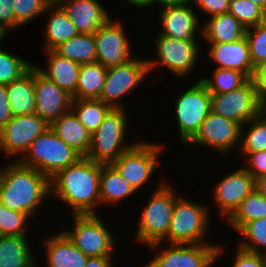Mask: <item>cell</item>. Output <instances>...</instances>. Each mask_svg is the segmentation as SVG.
<instances>
[{"label": "cell", "instance_id": "ee69618b", "mask_svg": "<svg viewBox=\"0 0 266 267\" xmlns=\"http://www.w3.org/2000/svg\"><path fill=\"white\" fill-rule=\"evenodd\" d=\"M194 2L211 17L229 12L230 2L227 0H194Z\"/></svg>", "mask_w": 266, "mask_h": 267}, {"label": "cell", "instance_id": "5b68a950", "mask_svg": "<svg viewBox=\"0 0 266 267\" xmlns=\"http://www.w3.org/2000/svg\"><path fill=\"white\" fill-rule=\"evenodd\" d=\"M124 108H111L98 129L91 134V146L86 158L101 164H111L133 145L122 146L127 125Z\"/></svg>", "mask_w": 266, "mask_h": 267}, {"label": "cell", "instance_id": "3957f363", "mask_svg": "<svg viewBox=\"0 0 266 267\" xmlns=\"http://www.w3.org/2000/svg\"><path fill=\"white\" fill-rule=\"evenodd\" d=\"M22 156L17 160L20 164L40 171L49 179L82 157L62 141L50 127L30 144Z\"/></svg>", "mask_w": 266, "mask_h": 267}, {"label": "cell", "instance_id": "ba28073f", "mask_svg": "<svg viewBox=\"0 0 266 267\" xmlns=\"http://www.w3.org/2000/svg\"><path fill=\"white\" fill-rule=\"evenodd\" d=\"M73 216V232H63L69 240L87 257L111 256L114 239L101 219L95 214Z\"/></svg>", "mask_w": 266, "mask_h": 267}, {"label": "cell", "instance_id": "8fae6325", "mask_svg": "<svg viewBox=\"0 0 266 267\" xmlns=\"http://www.w3.org/2000/svg\"><path fill=\"white\" fill-rule=\"evenodd\" d=\"M148 73L147 61L134 58L124 64L108 68L99 100L111 108H123L117 101L134 90Z\"/></svg>", "mask_w": 266, "mask_h": 267}, {"label": "cell", "instance_id": "e0dca14e", "mask_svg": "<svg viewBox=\"0 0 266 267\" xmlns=\"http://www.w3.org/2000/svg\"><path fill=\"white\" fill-rule=\"evenodd\" d=\"M241 126L212 111L201 124L199 131L188 143L209 145L220 152H227L241 140Z\"/></svg>", "mask_w": 266, "mask_h": 267}, {"label": "cell", "instance_id": "7402d4cb", "mask_svg": "<svg viewBox=\"0 0 266 267\" xmlns=\"http://www.w3.org/2000/svg\"><path fill=\"white\" fill-rule=\"evenodd\" d=\"M67 145L86 157L91 146V134L70 110L49 126Z\"/></svg>", "mask_w": 266, "mask_h": 267}, {"label": "cell", "instance_id": "7c38bea8", "mask_svg": "<svg viewBox=\"0 0 266 267\" xmlns=\"http://www.w3.org/2000/svg\"><path fill=\"white\" fill-rule=\"evenodd\" d=\"M49 126L37 114L13 116L0 129V149L4 150L7 157L18 152L23 155Z\"/></svg>", "mask_w": 266, "mask_h": 267}, {"label": "cell", "instance_id": "d4e9b609", "mask_svg": "<svg viewBox=\"0 0 266 267\" xmlns=\"http://www.w3.org/2000/svg\"><path fill=\"white\" fill-rule=\"evenodd\" d=\"M47 52L50 56L47 64L48 69H39L40 72L57 84L61 89L73 96L76 91L81 65L68 58L60 56L54 50H48Z\"/></svg>", "mask_w": 266, "mask_h": 267}, {"label": "cell", "instance_id": "f6af8a7d", "mask_svg": "<svg viewBox=\"0 0 266 267\" xmlns=\"http://www.w3.org/2000/svg\"><path fill=\"white\" fill-rule=\"evenodd\" d=\"M14 0H0V26L7 29L20 26L14 17Z\"/></svg>", "mask_w": 266, "mask_h": 267}, {"label": "cell", "instance_id": "c3c4849f", "mask_svg": "<svg viewBox=\"0 0 266 267\" xmlns=\"http://www.w3.org/2000/svg\"><path fill=\"white\" fill-rule=\"evenodd\" d=\"M111 257H88L85 267H111Z\"/></svg>", "mask_w": 266, "mask_h": 267}, {"label": "cell", "instance_id": "4316f807", "mask_svg": "<svg viewBox=\"0 0 266 267\" xmlns=\"http://www.w3.org/2000/svg\"><path fill=\"white\" fill-rule=\"evenodd\" d=\"M26 236L0 237V267H35Z\"/></svg>", "mask_w": 266, "mask_h": 267}, {"label": "cell", "instance_id": "9f6ffc18", "mask_svg": "<svg viewBox=\"0 0 266 267\" xmlns=\"http://www.w3.org/2000/svg\"><path fill=\"white\" fill-rule=\"evenodd\" d=\"M6 30L0 26V42L2 41L3 37L5 36Z\"/></svg>", "mask_w": 266, "mask_h": 267}, {"label": "cell", "instance_id": "4dcf8cb0", "mask_svg": "<svg viewBox=\"0 0 266 267\" xmlns=\"http://www.w3.org/2000/svg\"><path fill=\"white\" fill-rule=\"evenodd\" d=\"M132 193L135 190L111 164H101L100 204L119 201Z\"/></svg>", "mask_w": 266, "mask_h": 267}, {"label": "cell", "instance_id": "7a4b0ae2", "mask_svg": "<svg viewBox=\"0 0 266 267\" xmlns=\"http://www.w3.org/2000/svg\"><path fill=\"white\" fill-rule=\"evenodd\" d=\"M50 179L40 171L13 162L0 171V203L31 217L50 194Z\"/></svg>", "mask_w": 266, "mask_h": 267}, {"label": "cell", "instance_id": "603a6c76", "mask_svg": "<svg viewBox=\"0 0 266 267\" xmlns=\"http://www.w3.org/2000/svg\"><path fill=\"white\" fill-rule=\"evenodd\" d=\"M48 267H85L88 257L64 233L45 241Z\"/></svg>", "mask_w": 266, "mask_h": 267}, {"label": "cell", "instance_id": "b9f144b4", "mask_svg": "<svg viewBox=\"0 0 266 267\" xmlns=\"http://www.w3.org/2000/svg\"><path fill=\"white\" fill-rule=\"evenodd\" d=\"M233 267H266L265 253L259 254L238 248Z\"/></svg>", "mask_w": 266, "mask_h": 267}, {"label": "cell", "instance_id": "9c48e42d", "mask_svg": "<svg viewBox=\"0 0 266 267\" xmlns=\"http://www.w3.org/2000/svg\"><path fill=\"white\" fill-rule=\"evenodd\" d=\"M260 97L251 79L243 86L223 94H211V111L241 127L259 116Z\"/></svg>", "mask_w": 266, "mask_h": 267}, {"label": "cell", "instance_id": "f907efd6", "mask_svg": "<svg viewBox=\"0 0 266 267\" xmlns=\"http://www.w3.org/2000/svg\"><path fill=\"white\" fill-rule=\"evenodd\" d=\"M129 4H133L137 7H146L152 3L159 2V0H126Z\"/></svg>", "mask_w": 266, "mask_h": 267}, {"label": "cell", "instance_id": "7bdbcfd3", "mask_svg": "<svg viewBox=\"0 0 266 267\" xmlns=\"http://www.w3.org/2000/svg\"><path fill=\"white\" fill-rule=\"evenodd\" d=\"M249 167L244 168L254 179L266 176V150L247 154Z\"/></svg>", "mask_w": 266, "mask_h": 267}, {"label": "cell", "instance_id": "ab89813d", "mask_svg": "<svg viewBox=\"0 0 266 267\" xmlns=\"http://www.w3.org/2000/svg\"><path fill=\"white\" fill-rule=\"evenodd\" d=\"M29 217L26 213L8 209L0 203V235L25 236L24 225Z\"/></svg>", "mask_w": 266, "mask_h": 267}, {"label": "cell", "instance_id": "d590c367", "mask_svg": "<svg viewBox=\"0 0 266 267\" xmlns=\"http://www.w3.org/2000/svg\"><path fill=\"white\" fill-rule=\"evenodd\" d=\"M247 123L251 124V127L245 136L241 127V152L247 155L250 152L266 150V120L258 116Z\"/></svg>", "mask_w": 266, "mask_h": 267}, {"label": "cell", "instance_id": "681fc988", "mask_svg": "<svg viewBox=\"0 0 266 267\" xmlns=\"http://www.w3.org/2000/svg\"><path fill=\"white\" fill-rule=\"evenodd\" d=\"M255 190L266 197V176L255 179Z\"/></svg>", "mask_w": 266, "mask_h": 267}, {"label": "cell", "instance_id": "cb8c5ba5", "mask_svg": "<svg viewBox=\"0 0 266 267\" xmlns=\"http://www.w3.org/2000/svg\"><path fill=\"white\" fill-rule=\"evenodd\" d=\"M13 116L35 114L34 65L18 80L6 85Z\"/></svg>", "mask_w": 266, "mask_h": 267}, {"label": "cell", "instance_id": "f35d334b", "mask_svg": "<svg viewBox=\"0 0 266 267\" xmlns=\"http://www.w3.org/2000/svg\"><path fill=\"white\" fill-rule=\"evenodd\" d=\"M245 31V38L248 42L251 60L254 67L266 62V19L256 26Z\"/></svg>", "mask_w": 266, "mask_h": 267}, {"label": "cell", "instance_id": "83f0119b", "mask_svg": "<svg viewBox=\"0 0 266 267\" xmlns=\"http://www.w3.org/2000/svg\"><path fill=\"white\" fill-rule=\"evenodd\" d=\"M107 70L98 62L81 65L72 99H99Z\"/></svg>", "mask_w": 266, "mask_h": 267}, {"label": "cell", "instance_id": "74e56055", "mask_svg": "<svg viewBox=\"0 0 266 267\" xmlns=\"http://www.w3.org/2000/svg\"><path fill=\"white\" fill-rule=\"evenodd\" d=\"M238 232L248 238L247 242H241L240 248L262 254L260 248H266V217L246 223Z\"/></svg>", "mask_w": 266, "mask_h": 267}, {"label": "cell", "instance_id": "f546056e", "mask_svg": "<svg viewBox=\"0 0 266 267\" xmlns=\"http://www.w3.org/2000/svg\"><path fill=\"white\" fill-rule=\"evenodd\" d=\"M60 56L79 65L96 62V45L93 34L78 33L54 49Z\"/></svg>", "mask_w": 266, "mask_h": 267}, {"label": "cell", "instance_id": "e575fe53", "mask_svg": "<svg viewBox=\"0 0 266 267\" xmlns=\"http://www.w3.org/2000/svg\"><path fill=\"white\" fill-rule=\"evenodd\" d=\"M229 13L245 29L256 26L266 19V12L250 0H232L229 6Z\"/></svg>", "mask_w": 266, "mask_h": 267}, {"label": "cell", "instance_id": "ffe728a7", "mask_svg": "<svg viewBox=\"0 0 266 267\" xmlns=\"http://www.w3.org/2000/svg\"><path fill=\"white\" fill-rule=\"evenodd\" d=\"M210 56L218 62L217 68L234 69L252 78L254 65L245 36L230 43H210Z\"/></svg>", "mask_w": 266, "mask_h": 267}, {"label": "cell", "instance_id": "836d02e7", "mask_svg": "<svg viewBox=\"0 0 266 267\" xmlns=\"http://www.w3.org/2000/svg\"><path fill=\"white\" fill-rule=\"evenodd\" d=\"M213 76L214 81L208 77L201 78V82L211 94H223L236 90L249 80L244 73L234 69L217 68Z\"/></svg>", "mask_w": 266, "mask_h": 267}, {"label": "cell", "instance_id": "f1b7e54d", "mask_svg": "<svg viewBox=\"0 0 266 267\" xmlns=\"http://www.w3.org/2000/svg\"><path fill=\"white\" fill-rule=\"evenodd\" d=\"M46 11H51L45 34L48 41L45 49L48 51L54 50L61 43L77 35L78 32L60 5L47 6Z\"/></svg>", "mask_w": 266, "mask_h": 267}, {"label": "cell", "instance_id": "1f68e13d", "mask_svg": "<svg viewBox=\"0 0 266 267\" xmlns=\"http://www.w3.org/2000/svg\"><path fill=\"white\" fill-rule=\"evenodd\" d=\"M110 109L109 105L99 99H72L70 110L86 130L93 134L101 125Z\"/></svg>", "mask_w": 266, "mask_h": 267}, {"label": "cell", "instance_id": "5bb4252c", "mask_svg": "<svg viewBox=\"0 0 266 267\" xmlns=\"http://www.w3.org/2000/svg\"><path fill=\"white\" fill-rule=\"evenodd\" d=\"M96 45V62L106 68L124 64L132 60L130 44L119 21L111 18L93 34Z\"/></svg>", "mask_w": 266, "mask_h": 267}, {"label": "cell", "instance_id": "44dd1931", "mask_svg": "<svg viewBox=\"0 0 266 267\" xmlns=\"http://www.w3.org/2000/svg\"><path fill=\"white\" fill-rule=\"evenodd\" d=\"M162 9L160 18L163 31L160 34L178 40H195L198 17L193 8L182 4L165 6Z\"/></svg>", "mask_w": 266, "mask_h": 267}, {"label": "cell", "instance_id": "d6a6232c", "mask_svg": "<svg viewBox=\"0 0 266 267\" xmlns=\"http://www.w3.org/2000/svg\"><path fill=\"white\" fill-rule=\"evenodd\" d=\"M266 217V197L254 190L227 219L239 231L246 223Z\"/></svg>", "mask_w": 266, "mask_h": 267}, {"label": "cell", "instance_id": "8d00e7d4", "mask_svg": "<svg viewBox=\"0 0 266 267\" xmlns=\"http://www.w3.org/2000/svg\"><path fill=\"white\" fill-rule=\"evenodd\" d=\"M32 66L27 61L0 49V84L7 85L18 80Z\"/></svg>", "mask_w": 266, "mask_h": 267}, {"label": "cell", "instance_id": "8992f818", "mask_svg": "<svg viewBox=\"0 0 266 267\" xmlns=\"http://www.w3.org/2000/svg\"><path fill=\"white\" fill-rule=\"evenodd\" d=\"M207 214L206 207L178 198L168 229L169 244H203L209 225L210 216Z\"/></svg>", "mask_w": 266, "mask_h": 267}, {"label": "cell", "instance_id": "7dc6e473", "mask_svg": "<svg viewBox=\"0 0 266 267\" xmlns=\"http://www.w3.org/2000/svg\"><path fill=\"white\" fill-rule=\"evenodd\" d=\"M259 97L266 95V62L254 67L251 78Z\"/></svg>", "mask_w": 266, "mask_h": 267}, {"label": "cell", "instance_id": "db71d44e", "mask_svg": "<svg viewBox=\"0 0 266 267\" xmlns=\"http://www.w3.org/2000/svg\"><path fill=\"white\" fill-rule=\"evenodd\" d=\"M252 3L257 4L266 12V0H250Z\"/></svg>", "mask_w": 266, "mask_h": 267}, {"label": "cell", "instance_id": "4fadbf2b", "mask_svg": "<svg viewBox=\"0 0 266 267\" xmlns=\"http://www.w3.org/2000/svg\"><path fill=\"white\" fill-rule=\"evenodd\" d=\"M145 267H209L221 254L220 246L203 244H170Z\"/></svg>", "mask_w": 266, "mask_h": 267}, {"label": "cell", "instance_id": "60d3db41", "mask_svg": "<svg viewBox=\"0 0 266 267\" xmlns=\"http://www.w3.org/2000/svg\"><path fill=\"white\" fill-rule=\"evenodd\" d=\"M46 8L47 5L42 0H14L15 21L21 26L47 12Z\"/></svg>", "mask_w": 266, "mask_h": 267}, {"label": "cell", "instance_id": "816d5d0a", "mask_svg": "<svg viewBox=\"0 0 266 267\" xmlns=\"http://www.w3.org/2000/svg\"><path fill=\"white\" fill-rule=\"evenodd\" d=\"M189 1L191 2L192 0H159V4H161L163 7L170 5H187Z\"/></svg>", "mask_w": 266, "mask_h": 267}, {"label": "cell", "instance_id": "277c9868", "mask_svg": "<svg viewBox=\"0 0 266 267\" xmlns=\"http://www.w3.org/2000/svg\"><path fill=\"white\" fill-rule=\"evenodd\" d=\"M176 200L172 188L163 180L141 214L136 234L139 241L147 243L149 247H156L165 238L168 239V229Z\"/></svg>", "mask_w": 266, "mask_h": 267}, {"label": "cell", "instance_id": "d6986e66", "mask_svg": "<svg viewBox=\"0 0 266 267\" xmlns=\"http://www.w3.org/2000/svg\"><path fill=\"white\" fill-rule=\"evenodd\" d=\"M60 6L81 34H94L110 19L98 0H61Z\"/></svg>", "mask_w": 266, "mask_h": 267}, {"label": "cell", "instance_id": "11a10c76", "mask_svg": "<svg viewBox=\"0 0 266 267\" xmlns=\"http://www.w3.org/2000/svg\"><path fill=\"white\" fill-rule=\"evenodd\" d=\"M47 6L60 5L61 0H42Z\"/></svg>", "mask_w": 266, "mask_h": 267}, {"label": "cell", "instance_id": "bcb514c9", "mask_svg": "<svg viewBox=\"0 0 266 267\" xmlns=\"http://www.w3.org/2000/svg\"><path fill=\"white\" fill-rule=\"evenodd\" d=\"M13 117L9 106L6 85L0 84V129Z\"/></svg>", "mask_w": 266, "mask_h": 267}, {"label": "cell", "instance_id": "484cf974", "mask_svg": "<svg viewBox=\"0 0 266 267\" xmlns=\"http://www.w3.org/2000/svg\"><path fill=\"white\" fill-rule=\"evenodd\" d=\"M246 29L229 12L212 16L202 29L203 38L209 43H230L245 36Z\"/></svg>", "mask_w": 266, "mask_h": 267}, {"label": "cell", "instance_id": "f5cc1de1", "mask_svg": "<svg viewBox=\"0 0 266 267\" xmlns=\"http://www.w3.org/2000/svg\"><path fill=\"white\" fill-rule=\"evenodd\" d=\"M259 116L266 120V95L260 96Z\"/></svg>", "mask_w": 266, "mask_h": 267}, {"label": "cell", "instance_id": "6da1fadb", "mask_svg": "<svg viewBox=\"0 0 266 267\" xmlns=\"http://www.w3.org/2000/svg\"><path fill=\"white\" fill-rule=\"evenodd\" d=\"M100 172L101 163L81 157L50 179L51 194L68 203L74 215L94 214L100 204Z\"/></svg>", "mask_w": 266, "mask_h": 267}, {"label": "cell", "instance_id": "2e32d148", "mask_svg": "<svg viewBox=\"0 0 266 267\" xmlns=\"http://www.w3.org/2000/svg\"><path fill=\"white\" fill-rule=\"evenodd\" d=\"M35 114L51 125L62 114L70 111L72 96L44 76L34 66Z\"/></svg>", "mask_w": 266, "mask_h": 267}, {"label": "cell", "instance_id": "52a82bcc", "mask_svg": "<svg viewBox=\"0 0 266 267\" xmlns=\"http://www.w3.org/2000/svg\"><path fill=\"white\" fill-rule=\"evenodd\" d=\"M179 96L175 104L179 138L182 142L188 143L211 112V93L201 80H198Z\"/></svg>", "mask_w": 266, "mask_h": 267}, {"label": "cell", "instance_id": "30bf717a", "mask_svg": "<svg viewBox=\"0 0 266 267\" xmlns=\"http://www.w3.org/2000/svg\"><path fill=\"white\" fill-rule=\"evenodd\" d=\"M162 146L140 142L122 153L111 165L137 191L159 165L157 155Z\"/></svg>", "mask_w": 266, "mask_h": 267}, {"label": "cell", "instance_id": "ac0fdd59", "mask_svg": "<svg viewBox=\"0 0 266 267\" xmlns=\"http://www.w3.org/2000/svg\"><path fill=\"white\" fill-rule=\"evenodd\" d=\"M254 190L255 179L244 168H240L218 183L214 199L228 219Z\"/></svg>", "mask_w": 266, "mask_h": 267}, {"label": "cell", "instance_id": "9a60e30c", "mask_svg": "<svg viewBox=\"0 0 266 267\" xmlns=\"http://www.w3.org/2000/svg\"><path fill=\"white\" fill-rule=\"evenodd\" d=\"M156 45L160 62L147 60L149 71L161 63L179 76L191 72L198 58L199 48L196 40H178L161 34Z\"/></svg>", "mask_w": 266, "mask_h": 267}]
</instances>
